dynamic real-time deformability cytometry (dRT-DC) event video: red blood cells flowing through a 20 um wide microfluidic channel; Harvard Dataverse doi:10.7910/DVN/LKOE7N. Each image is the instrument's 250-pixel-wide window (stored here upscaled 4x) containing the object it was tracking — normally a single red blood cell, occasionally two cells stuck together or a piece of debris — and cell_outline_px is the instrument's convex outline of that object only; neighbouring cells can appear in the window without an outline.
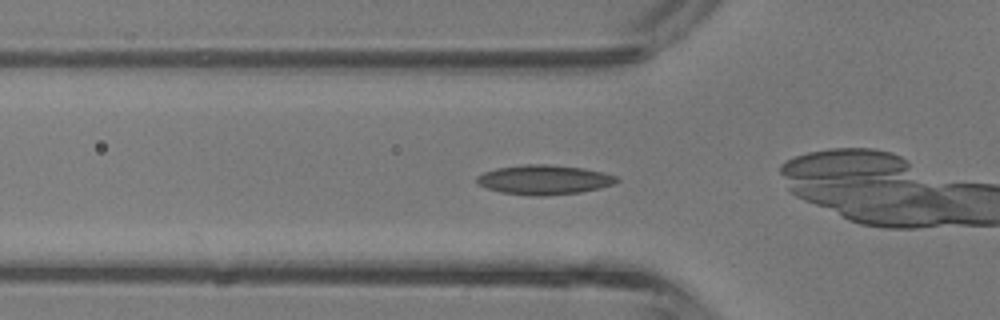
{"species": "common noctule bat (a hibernating species)", "species_latin": "Nyctalus noctula", "temperature_condition": "room temperature", "stored_images_in_passage": 24, "camera_frame_rate_fps": 3000, "um_per_image_px": 0.085, "animal": {"sex": "male", "body_mass_g": 13.3}, "frame": {"image": 1, "passage_image": 13, "time_ms": 4.0, "image_size_px": [1000, 320], "cell_outline_px": [[620, 180], [616, 184], [600, 188], [580, 192], [544, 196], [532, 196], [500, 192], [488, 188], [480, 184], [476, 180], [476, 176], [484, 172], [496, 168], [524, 164], [544, 164], [584, 168], [604, 172], [616, 176]], "centroid_in_image_um": [46.28, 15.28], "position_along_channel_um": 79.5, "area_um2": 24.16}}
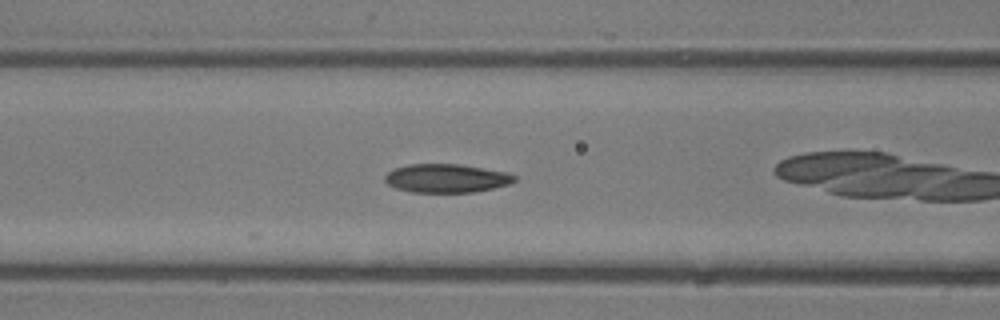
{"frame": {"image": 2, "passage_image": 16, "time_ms": 5.0, "image_size_px": [1000, 320], "cell_outline_px": [[516, 180], [512, 184], [472, 192], [412, 192], [396, 188], [388, 184], [384, 180], [384, 176], [392, 168], [408, 164], [460, 164], [504, 172], [516, 176]], "centroid_in_image_um": [37.91, 15.15], "position_along_channel_um": 128.7, "area_um2": 21.56}}